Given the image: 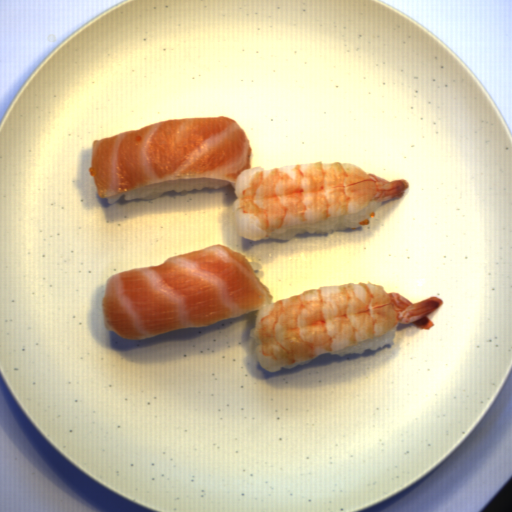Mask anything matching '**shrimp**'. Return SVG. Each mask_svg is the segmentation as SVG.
Segmentation results:
<instances>
[{
  "mask_svg": "<svg viewBox=\"0 0 512 512\" xmlns=\"http://www.w3.org/2000/svg\"><path fill=\"white\" fill-rule=\"evenodd\" d=\"M442 305L435 295L413 303L370 281L310 288L256 310L253 337L262 359L280 368L385 336L399 324L431 329L427 317Z\"/></svg>",
  "mask_w": 512,
  "mask_h": 512,
  "instance_id": "obj_1",
  "label": "shrimp"
},
{
  "mask_svg": "<svg viewBox=\"0 0 512 512\" xmlns=\"http://www.w3.org/2000/svg\"><path fill=\"white\" fill-rule=\"evenodd\" d=\"M234 183L241 237L257 241L284 228L358 212L403 196L406 179L386 180L347 162L250 166Z\"/></svg>",
  "mask_w": 512,
  "mask_h": 512,
  "instance_id": "obj_2",
  "label": "shrimp"
}]
</instances>
